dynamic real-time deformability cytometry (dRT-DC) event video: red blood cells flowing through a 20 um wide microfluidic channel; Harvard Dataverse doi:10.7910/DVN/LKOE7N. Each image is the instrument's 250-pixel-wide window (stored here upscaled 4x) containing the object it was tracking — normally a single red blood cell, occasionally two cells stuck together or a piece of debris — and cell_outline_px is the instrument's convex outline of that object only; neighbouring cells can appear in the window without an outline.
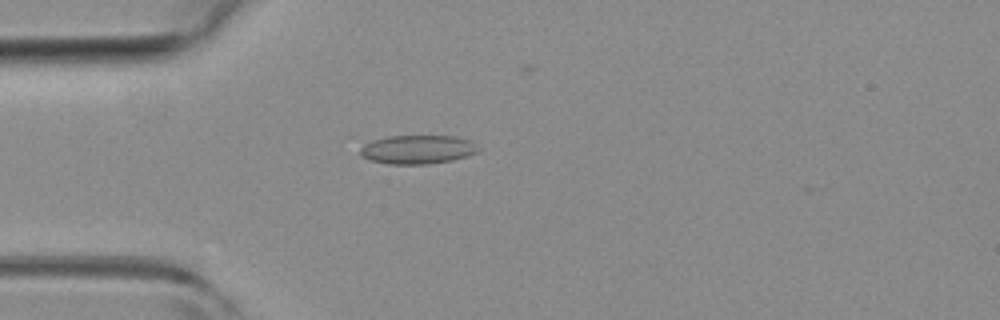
{"species": "common noctule bat (a hibernating species)", "species_latin": "Nyctalus noctula", "temperature_condition": "room temperature", "stored_images_in_passage": 52, "camera_frame_rate_fps": 3000, "um_per_image_px": 0.085, "animal": {"sex": "female", "body_mass_g": 19.3, "forearm_length_mm": 54.1}, "frame": {"image": 1, "passage_image": 14, "time_ms": 4.333, "image_size_px": [1000, 320], "cell_outline_px": [[480, 148], [476, 152], [468, 156], [452, 160], [428, 164], [388, 164], [372, 160], [360, 156], [360, 148], [364, 144], [372, 140], [388, 136], [456, 136], [472, 140]], "centroid_in_image_um": [35.51, 12.7], "position_along_channel_um": 49.5, "area_um2": 19.94}}
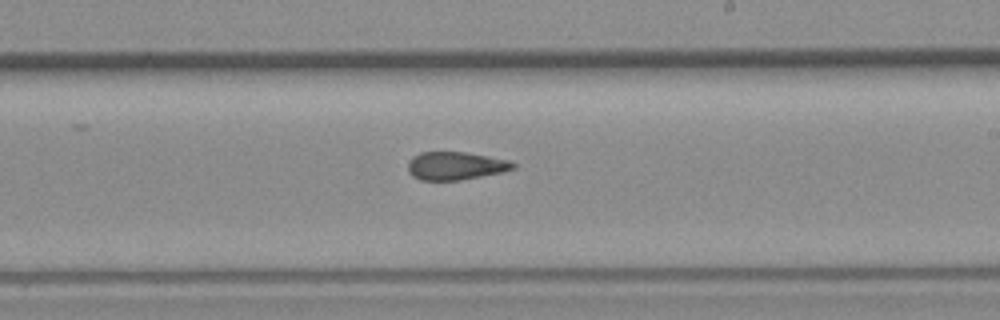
{"frame": {"image": 2, "passage_image": 30, "time_ms": 9.667, "image_size_px": [1000, 320], "cell_outline_px": [[516, 168], [504, 172], [460, 180], [420, 180], [412, 176], [408, 172], [408, 160], [412, 156], [420, 152], [464, 152], [488, 156], [508, 160], [516, 164]], "centroid_in_image_um": [38.71, 14.09], "position_along_channel_um": 250.3, "area_um2": 17.34}}
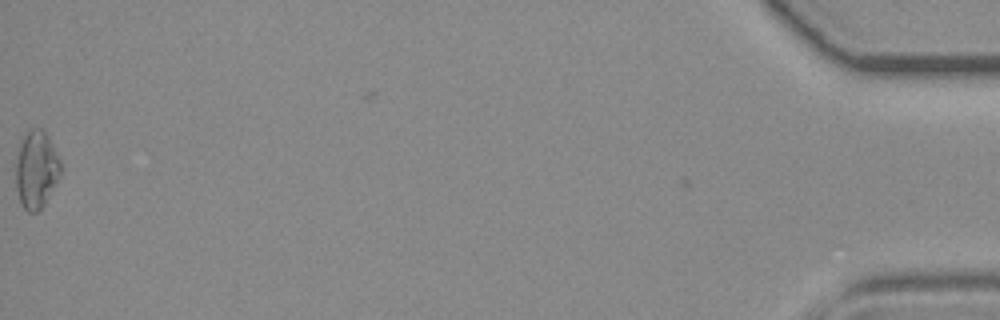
{"frame": {"image": 3, "passage_image": 52, "time_ms": 17.0, "image_size_px": [1000, 320], "cell_outline_px": [[60, 176], [44, 204], [36, 212], [28, 212], [20, 204], [16, 188], [16, 156], [20, 140], [28, 128], [44, 128], [60, 160]], "centroid_in_image_um": [3.06, 14.37], "position_along_channel_um": 432.1, "area_um2": 20.46}, "authors_computed_cell_mechanics": {"area_um2": 18.3226, "velocity_mm_per_s": 3.957, "shape_relaxation_time_tau1_ms": null, "shape_relaxation_time_tau2_ms": 1.6331, "deformation_change_tau1": null, "deformation_change_tau2": 0.0906}}